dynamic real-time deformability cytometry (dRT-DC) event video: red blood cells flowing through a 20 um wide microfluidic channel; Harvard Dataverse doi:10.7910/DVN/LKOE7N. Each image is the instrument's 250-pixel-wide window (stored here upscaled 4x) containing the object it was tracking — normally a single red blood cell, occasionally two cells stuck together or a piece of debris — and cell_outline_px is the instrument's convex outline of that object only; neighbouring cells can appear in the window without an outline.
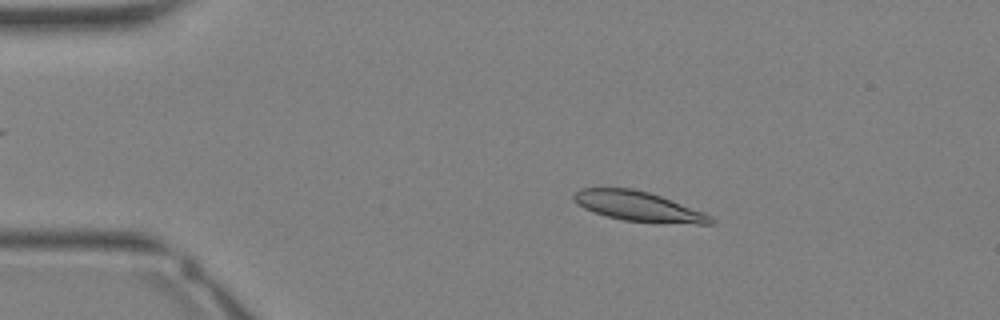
{"species": "Egyptian fruit bat (a non-hibernating species)", "species_latin": "Rousettus aegyptiacus", "temperature_condition": "warm", "stored_images_in_passage": 34, "camera_frame_rate_fps": 3000, "um_per_image_px": 0.085, "animal": {"sex": "female"}, "frame": {"image": 1, "passage_image": 6, "time_ms": 1.667, "image_size_px": [1000, 320], "cell_outline_px": [[716, 220], [712, 224], [696, 224], [624, 220], [608, 216], [584, 208], [576, 204], [572, 196], [580, 188], [632, 188], [648, 192], [660, 196], [704, 212], [712, 216]], "centroid_in_image_um": [54.27, 17.53], "position_along_channel_um": 30.7, "area_um2": 23.41}}
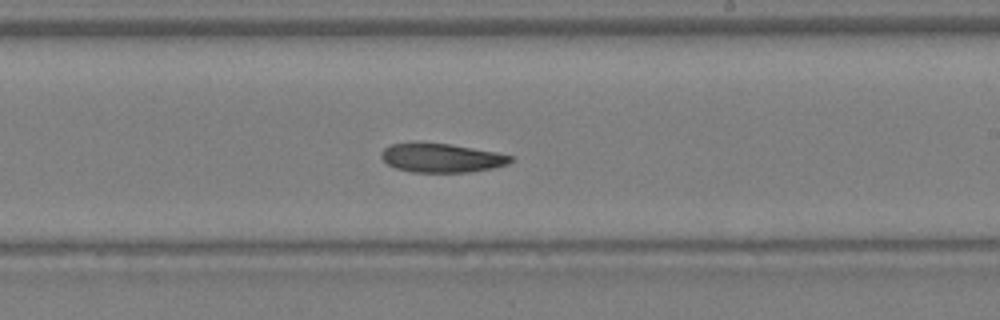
{"frame": {"image": 2, "passage_image": 20, "time_ms": 6.333, "image_size_px": [1000, 320], "cell_outline_px": [[512, 160], [508, 164], [492, 168], [468, 172], [412, 172], [396, 168], [388, 164], [380, 156], [380, 152], [388, 144], [416, 140], [420, 140], [448, 144], [496, 152], [512, 156]], "centroid_in_image_um": [37.44, 13.38], "position_along_channel_um": 251.6, "area_um2": 22.25}}
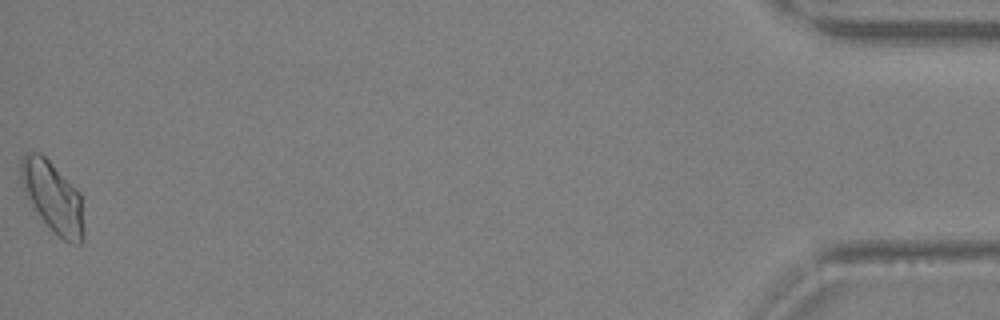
{"frame": {"image": 3, "passage_image": 34, "time_ms": 11.0, "image_size_px": [1000, 320], "cell_outline_px": [[84, 240], [80, 244], [72, 244], [64, 240], [40, 216], [28, 196], [24, 188], [20, 176], [20, 164], [24, 156], [28, 152], [40, 152], [80, 192], [84, 232]], "centroid_in_image_um": [4.52, 16.74], "position_along_channel_um": 430.7, "area_um2": 25.2}}